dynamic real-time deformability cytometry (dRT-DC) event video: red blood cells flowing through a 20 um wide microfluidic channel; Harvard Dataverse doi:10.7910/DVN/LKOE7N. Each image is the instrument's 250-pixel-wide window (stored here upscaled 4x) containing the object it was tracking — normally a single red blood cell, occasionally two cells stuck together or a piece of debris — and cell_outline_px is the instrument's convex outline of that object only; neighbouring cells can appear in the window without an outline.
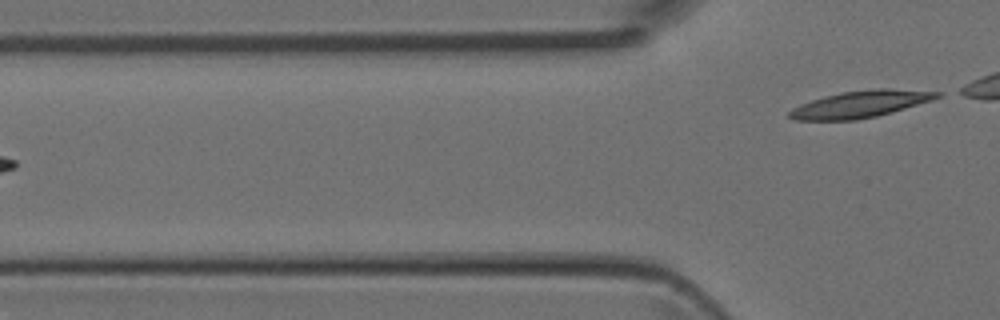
{"species": "Egyptian fruit bat (a non-hibernating species)", "species_latin": "Rousettus aegyptiacus", "temperature_condition": "room temperature", "stored_images_in_passage": 4, "camera_frame_rate_fps": 3000, "um_per_image_px": 0.085, "animal": {"sex": "female"}, "frame": {"image": 1, "passage_image": 4, "time_ms": 1.0, "image_size_px": [1000, 320], "cell_outline_px": [[944, 92], [940, 96], [932, 100], [892, 112], [876, 116], [856, 120], [792, 120], [788, 116], [788, 112], [792, 108], [800, 104], [824, 96], [840, 92], [880, 88], [888, 88]], "centroid_in_image_um": [73.12, 8.85], "position_along_channel_um": 52.7, "area_um2": 23.12}}